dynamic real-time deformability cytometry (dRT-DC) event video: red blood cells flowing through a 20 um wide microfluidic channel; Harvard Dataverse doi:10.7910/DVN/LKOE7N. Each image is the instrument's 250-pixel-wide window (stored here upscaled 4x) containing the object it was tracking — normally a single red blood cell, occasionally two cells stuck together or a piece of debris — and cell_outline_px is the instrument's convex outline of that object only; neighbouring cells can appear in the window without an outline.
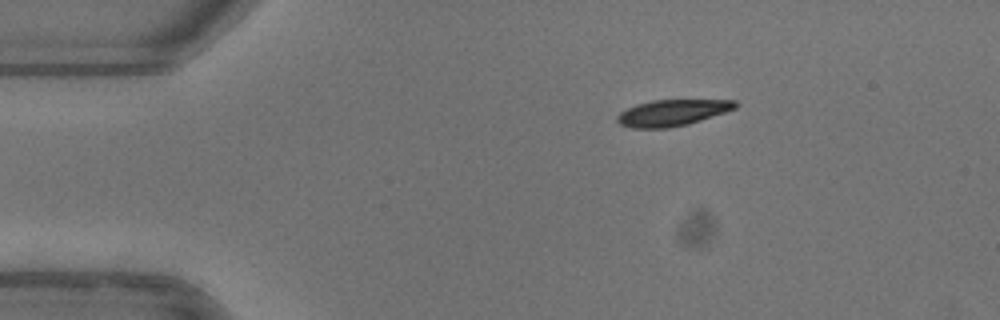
{"species": "common noctule bat (a hibernating species)", "species_latin": "Nyctalus noctula", "temperature_condition": "warm", "stored_images_in_passage": 44, "camera_frame_rate_fps": 3000, "um_per_image_px": 0.085, "animal": {"sex": "female"}, "frame": {"image": 1, "passage_image": 1, "time_ms": 0.0, "image_size_px": [1000, 320], "cell_outline_px": [[740, 104], [736, 108], [688, 124], [668, 128], [632, 128], [620, 124], [616, 120], [616, 116], [620, 112], [636, 104], [652, 100], [736, 100]], "centroid_in_image_um": [57.13, 9.58], "position_along_channel_um": 27.9, "area_um2": 18.03}}
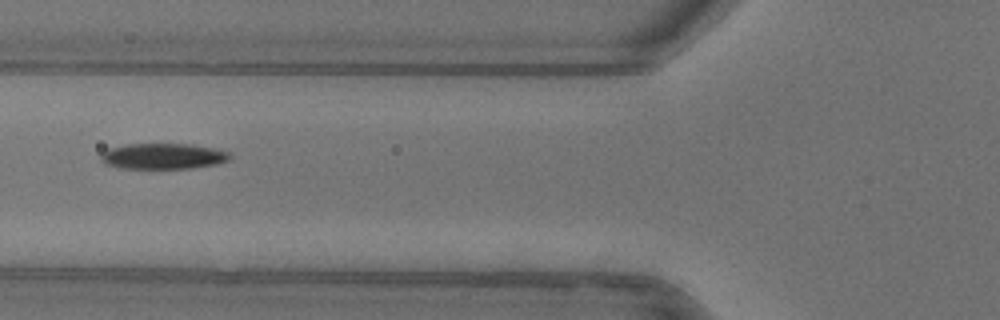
{"frame": {"image": 2, "passage_image": 12, "time_ms": 3.667, "image_size_px": [1000, 320], "cell_outline_px": [[232, 156], [228, 160], [216, 164], [192, 168], [120, 168], [104, 164], [100, 160], [100, 156], [108, 148], [128, 144], [192, 144], [212, 148], [228, 152]], "centroid_in_image_um": [13.83, 13.28], "position_along_channel_um": 112.0, "area_um2": 19.31}}
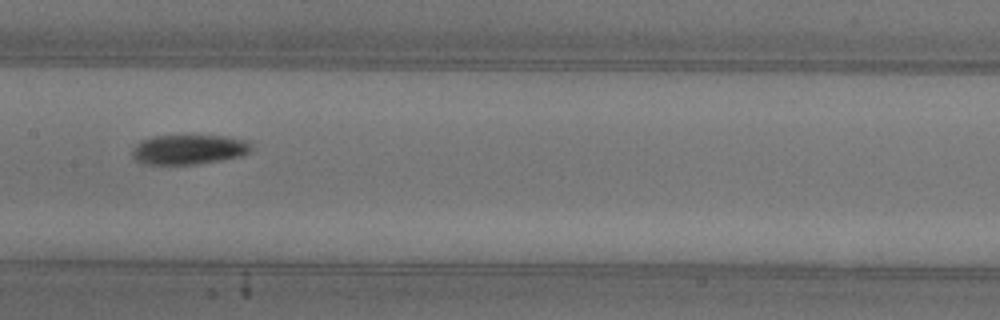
{"frame": {"image": 3, "passage_image": 18, "time_ms": 5.667, "image_size_px": [1000, 320], "cell_outline_px": [[252, 148], [248, 152], [240, 156], [220, 160], [196, 164], [144, 164], [136, 160], [132, 156], [132, 148], [140, 140], [152, 136], [224, 136], [252, 140]], "centroid_in_image_um": [16.06, 12.7], "position_along_channel_um": 191.3, "area_um2": 20.75}, "authors_computed_cell_mechanics": {"area_um2": 19.7387, "velocity_mm_per_s": 3.9613, "shape_relaxation_time_tau1_ms": 2.8864, "shape_relaxation_time_tau2_ms": null, "deformation_change_tau1": 0.1136, "deformation_change_tau2": null}}